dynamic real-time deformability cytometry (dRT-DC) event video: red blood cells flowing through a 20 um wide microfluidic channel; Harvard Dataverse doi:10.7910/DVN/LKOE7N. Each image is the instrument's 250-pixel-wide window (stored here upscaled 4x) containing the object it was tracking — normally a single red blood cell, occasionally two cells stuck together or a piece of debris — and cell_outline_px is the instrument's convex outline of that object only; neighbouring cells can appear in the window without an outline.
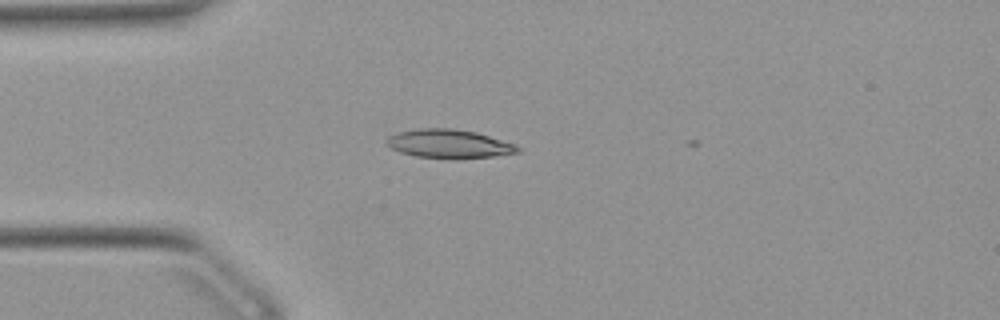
{"species": "Egyptian fruit bat (a non-hibernating species)", "species_latin": "Rousettus aegyptiacus", "temperature_condition": "warm", "stored_images_in_passage": 4, "camera_frame_rate_fps": 3000, "um_per_image_px": 0.085, "animal": {"sex": "female"}, "frame": {"image": 1, "passage_image": 2, "time_ms": 0.333, "image_size_px": [1000, 320], "cell_outline_px": [[520, 152], [492, 156], [456, 160], [416, 156], [400, 152], [392, 148], [384, 140], [388, 136], [396, 132], [416, 128], [452, 128], [476, 132], [516, 144], [520, 148]], "centroid_in_image_um": [38.15, 12.23], "position_along_channel_um": 46.8, "area_um2": 22.25}}